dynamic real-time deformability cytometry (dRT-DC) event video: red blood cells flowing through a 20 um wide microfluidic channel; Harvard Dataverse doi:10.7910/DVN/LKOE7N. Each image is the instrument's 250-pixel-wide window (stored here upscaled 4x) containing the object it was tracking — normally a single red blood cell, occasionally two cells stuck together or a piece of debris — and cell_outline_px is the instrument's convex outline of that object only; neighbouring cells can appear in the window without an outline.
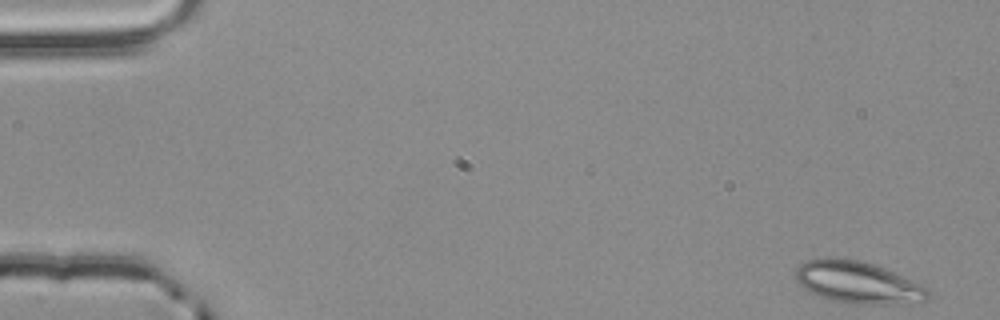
{"species": "common noctule bat (a hibernating species)", "species_latin": "Nyctalus noctula", "temperature_condition": "room temperature", "stored_images_in_passage": 4, "camera_frame_rate_fps": 3000, "um_per_image_px": 0.085, "animal": {"sex": "male", "body_mass_g": 20.4}, "frame": {"image": 1, "passage_image": 1, "time_ms": 0.0, "image_size_px": [1000, 320], "cell_outline_px": [[928, 300], [896, 304], [856, 304], [832, 300], [820, 296], [804, 288], [796, 280], [796, 268], [800, 264], [808, 260], [828, 256], [856, 260], [872, 264], [884, 268], [912, 280], [928, 288]], "centroid_in_image_um": [72.9, 24.0], "position_along_channel_um": 12.1, "area_um2": 32.14}}